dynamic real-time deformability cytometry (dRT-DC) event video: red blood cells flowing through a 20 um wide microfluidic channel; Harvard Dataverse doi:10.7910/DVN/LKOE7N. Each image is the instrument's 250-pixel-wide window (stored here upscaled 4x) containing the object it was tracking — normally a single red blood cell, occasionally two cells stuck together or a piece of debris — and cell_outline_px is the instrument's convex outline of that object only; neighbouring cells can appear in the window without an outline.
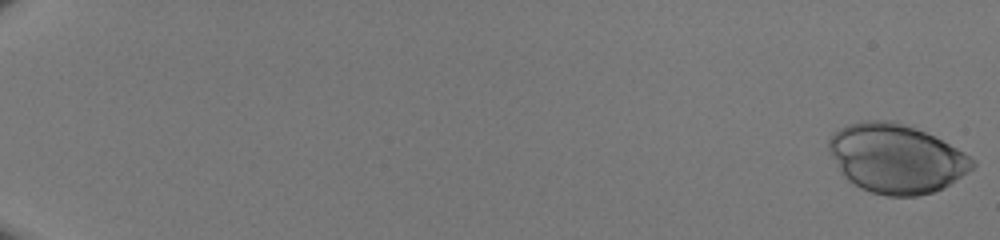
{"species": "human", "species_latin": "Homo sapiens", "temperature_condition": "room temperature", "stored_images_in_passage": 46, "camera_frame_rate_fps": 3000, "um_per_image_px": 0.085, "donor": {"sex": "male"}, "frame": {"image": 1, "passage_image": 1, "time_ms": 0.0, "image_size_px": [1000, 240], "cell_outline_px": [[976, 164], [972, 168], [956, 180], [944, 188], [932, 192], [916, 196], [888, 196], [872, 192], [860, 188], [848, 180], [840, 172], [828, 148], [828, 140], [840, 128], [848, 124], [864, 120], [896, 120], [924, 132], [964, 152], [976, 160]], "centroid_in_image_um": [76.17, 13.47], "position_along_channel_um": 8.8, "area_um2": 57.51}}
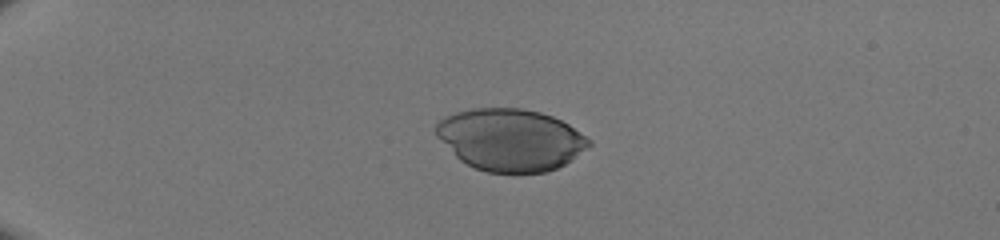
{"frame": {"image": 2, "passage_image": 15, "time_ms": 4.667, "image_size_px": [1000, 240], "cell_outline_px": [[592, 144], [588, 148], [572, 160], [556, 168], [544, 172], [488, 172], [476, 168], [460, 160], [436, 136], [436, 124], [444, 116], [456, 112], [472, 108], [520, 108], [540, 112], [552, 116], [568, 124], [592, 140]], "centroid_in_image_um": [43.4, 11.87], "position_along_channel_um": 41.6, "area_um2": 55.14}}